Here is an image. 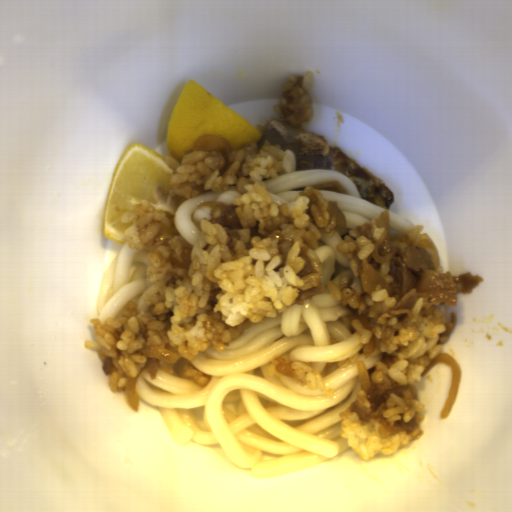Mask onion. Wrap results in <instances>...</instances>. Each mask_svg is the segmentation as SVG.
Wrapping results in <instances>:
<instances>
[{
    "instance_id": "onion-1",
    "label": "onion",
    "mask_w": 512,
    "mask_h": 512,
    "mask_svg": "<svg viewBox=\"0 0 512 512\" xmlns=\"http://www.w3.org/2000/svg\"><path fill=\"white\" fill-rule=\"evenodd\" d=\"M179 357L177 354L170 352L166 349L160 348L158 346H150L146 353V362L144 367H142L136 377H127L124 385V392L127 402L136 412L138 410L139 397L136 391V384L139 376L145 370L147 374L151 375L152 379H156L157 371L159 368V362L175 364L178 361Z\"/></svg>"
},
{
    "instance_id": "onion-2",
    "label": "onion",
    "mask_w": 512,
    "mask_h": 512,
    "mask_svg": "<svg viewBox=\"0 0 512 512\" xmlns=\"http://www.w3.org/2000/svg\"><path fill=\"white\" fill-rule=\"evenodd\" d=\"M438 363H444L450 366V371L452 375L449 392L447 394V397L445 399L439 416V418L442 420L447 419L456 401L461 382V369L457 361L454 359V357L451 354L443 351L442 353H438L436 357L426 365L424 370L421 372L420 377L423 378L424 376H426Z\"/></svg>"
},
{
    "instance_id": "onion-3",
    "label": "onion",
    "mask_w": 512,
    "mask_h": 512,
    "mask_svg": "<svg viewBox=\"0 0 512 512\" xmlns=\"http://www.w3.org/2000/svg\"><path fill=\"white\" fill-rule=\"evenodd\" d=\"M423 225H415L406 235L413 245H416L429 253L432 266L435 271L438 272L440 261L435 243L432 241L429 235L422 233Z\"/></svg>"
},
{
    "instance_id": "onion-4",
    "label": "onion",
    "mask_w": 512,
    "mask_h": 512,
    "mask_svg": "<svg viewBox=\"0 0 512 512\" xmlns=\"http://www.w3.org/2000/svg\"><path fill=\"white\" fill-rule=\"evenodd\" d=\"M387 233H388V231L387 232H383L380 235L379 239L377 240V242L375 244V247H374L372 255H373V258H374L376 263H381V264L387 263L396 254L394 249L391 252H389L388 254L383 255V256H380L378 254L379 248L383 244V242H384V240H385V238L387 236Z\"/></svg>"
},
{
    "instance_id": "onion-5",
    "label": "onion",
    "mask_w": 512,
    "mask_h": 512,
    "mask_svg": "<svg viewBox=\"0 0 512 512\" xmlns=\"http://www.w3.org/2000/svg\"><path fill=\"white\" fill-rule=\"evenodd\" d=\"M356 366L359 371L360 384H361L362 391L367 395V391L369 390L370 385H371L368 370L366 368L364 361H361V360L357 361Z\"/></svg>"
},
{
    "instance_id": "onion-6",
    "label": "onion",
    "mask_w": 512,
    "mask_h": 512,
    "mask_svg": "<svg viewBox=\"0 0 512 512\" xmlns=\"http://www.w3.org/2000/svg\"><path fill=\"white\" fill-rule=\"evenodd\" d=\"M326 204L329 208L330 214L335 217V227L346 228V217L343 211L331 201Z\"/></svg>"
},
{
    "instance_id": "onion-7",
    "label": "onion",
    "mask_w": 512,
    "mask_h": 512,
    "mask_svg": "<svg viewBox=\"0 0 512 512\" xmlns=\"http://www.w3.org/2000/svg\"><path fill=\"white\" fill-rule=\"evenodd\" d=\"M276 373H279L281 375H285V376L293 378V372H292L291 365H289L285 361H283V363H281V364H279L277 366V372Z\"/></svg>"
}]
</instances>
